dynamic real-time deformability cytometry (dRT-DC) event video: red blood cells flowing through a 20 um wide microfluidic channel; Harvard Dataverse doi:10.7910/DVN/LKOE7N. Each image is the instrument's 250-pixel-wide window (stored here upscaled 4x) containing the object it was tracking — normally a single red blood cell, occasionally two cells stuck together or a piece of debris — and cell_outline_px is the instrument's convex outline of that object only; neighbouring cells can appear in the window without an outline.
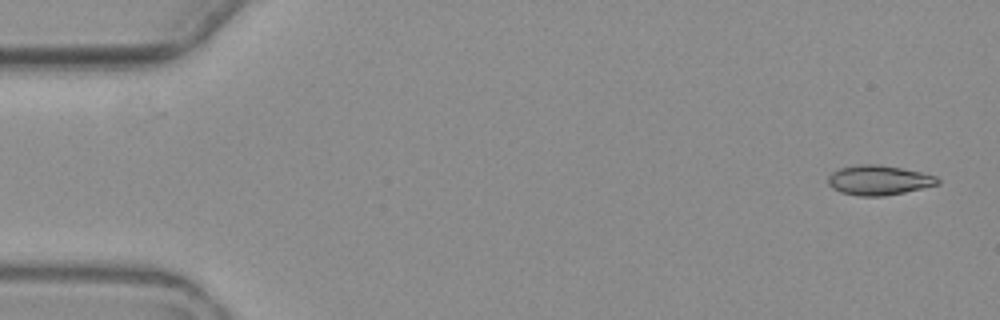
{"species": "common noctule bat (a hibernating species)", "species_latin": "Nyctalus noctula", "temperature_condition": "warm", "stored_images_in_passage": 10, "camera_frame_rate_fps": 3000, "um_per_image_px": 0.085, "animal": {"sex": "female", "body_mass_g": 19.3, "forearm_length_mm": 54.1}, "frame": {"image": 1, "passage_image": 1, "time_ms": 0.0, "image_size_px": [1000, 320], "cell_outline_px": [[940, 184], [904, 192], [884, 196], [860, 196], [840, 192], [832, 188], [828, 184], [828, 176], [832, 172], [840, 168], [860, 164], [880, 164], [920, 172], [936, 176], [940, 180]], "centroid_in_image_um": [74.68, 15.31], "position_along_channel_um": 10.3, "area_um2": 18.96}}
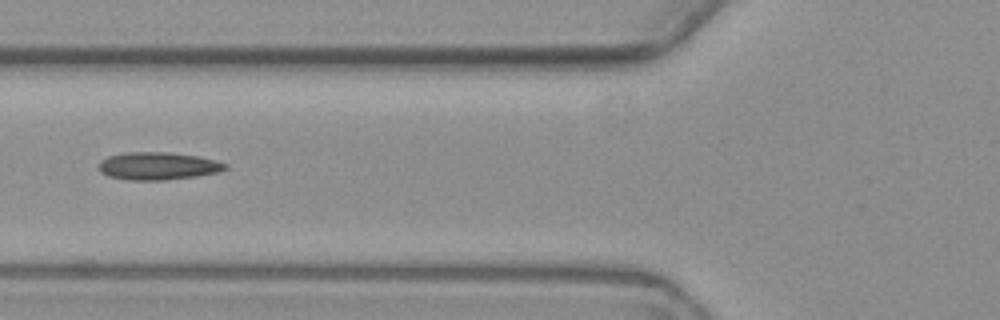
{"frame": {"image": 2, "passage_image": 6, "time_ms": 6.667, "image_size_px": [1000, 320], "cell_outline_px": [[228, 168], [220, 172], [196, 176], [164, 180], [128, 180], [108, 176], [100, 172], [100, 160], [108, 156], [124, 152], [168, 152], [196, 156], [216, 160], [228, 164]], "centroid_in_image_um": [13.44, 14.11], "position_along_channel_um": 112.4, "area_um2": 20.46}}
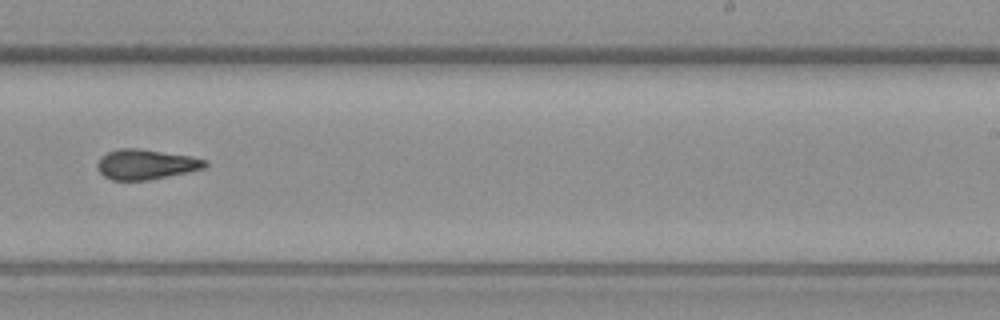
{"frame": {"image": 3, "passage_image": 10, "time_ms": 11.333, "image_size_px": [1000, 320], "cell_outline_px": [[208, 164], [204, 168], [188, 172], [148, 180], [112, 180], [104, 176], [96, 168], [96, 164], [100, 156], [108, 152], [120, 148], [140, 148], [192, 156], [208, 160]], "centroid_in_image_um": [12.4, 13.96], "position_along_channel_um": 276.6, "area_um2": 19.07}}